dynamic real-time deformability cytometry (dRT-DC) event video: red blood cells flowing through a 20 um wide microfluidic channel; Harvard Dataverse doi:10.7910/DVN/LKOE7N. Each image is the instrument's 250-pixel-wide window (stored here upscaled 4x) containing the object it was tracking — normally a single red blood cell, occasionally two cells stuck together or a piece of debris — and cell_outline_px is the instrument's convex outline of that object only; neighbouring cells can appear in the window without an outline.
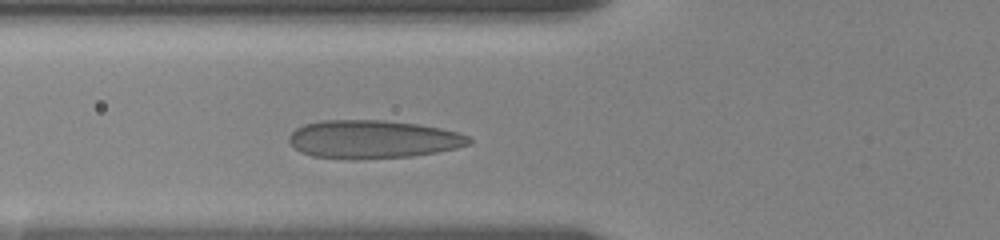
{"species": "human", "species_latin": "Homo sapiens", "temperature_condition": "room temperature", "stored_images_in_passage": 5, "camera_frame_rate_fps": 3000, "um_per_image_px": 0.085, "donor": {"sex": "female"}, "frame": {"image": 1, "passage_image": 5, "time_ms": 2.667, "image_size_px": [1000, 240], "cell_outline_px": [[472, 144], [456, 148], [436, 152], [412, 156], [312, 156], [300, 152], [288, 140], [288, 136], [296, 128], [304, 124], [320, 120], [384, 120], [416, 124], [440, 128], [460, 132], [468, 136], [472, 140]], "centroid_in_image_um": [31.74, 11.79], "position_along_channel_um": 94.1, "area_um2": 38.9}}